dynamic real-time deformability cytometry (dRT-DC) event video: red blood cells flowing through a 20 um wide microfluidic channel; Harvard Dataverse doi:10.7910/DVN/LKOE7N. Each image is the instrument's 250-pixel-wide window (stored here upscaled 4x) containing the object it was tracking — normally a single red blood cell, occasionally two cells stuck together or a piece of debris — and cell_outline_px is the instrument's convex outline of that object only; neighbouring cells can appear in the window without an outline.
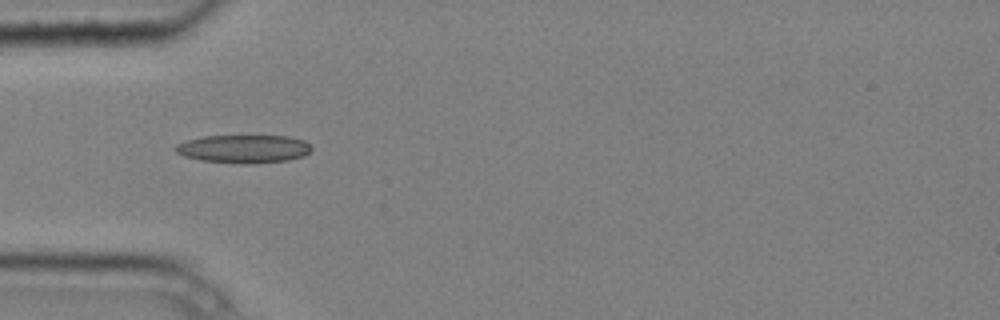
{"species": "common noctule bat (a hibernating species)", "species_latin": "Nyctalus noctula", "temperature_condition": "cold", "stored_images_in_passage": 13, "camera_frame_rate_fps": 3000, "um_per_image_px": 0.085, "animal": {"sex": "male", "body_mass_g": 20.4}, "frame": {"image": 1, "passage_image": 4, "time_ms": 1.0, "image_size_px": [1000, 320], "cell_outline_px": [[312, 148], [304, 156], [288, 160], [244, 164], [200, 160], [184, 156], [176, 152], [176, 144], [188, 140], [204, 136], [288, 136], [304, 140]], "centroid_in_image_um": [20.72, 12.65], "position_along_channel_um": 64.3, "area_um2": 22.14}}
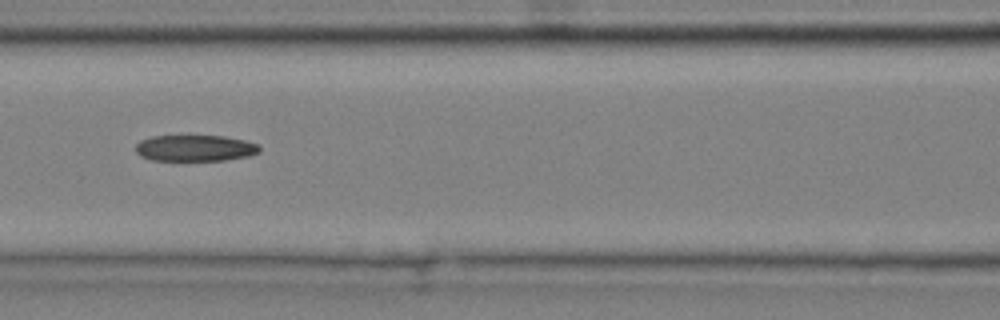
{"frame": {"image": 2, "passage_image": 6, "time_ms": 1.667, "image_size_px": [1000, 320], "cell_outline_px": [[260, 152], [248, 156], [224, 160], [152, 160], [140, 156], [136, 152], [136, 144], [140, 140], [152, 136], [224, 136], [244, 140], [260, 144]], "centroid_in_image_um": [16.59, 12.58], "position_along_channel_um": 150.0, "area_um2": 18.96}}
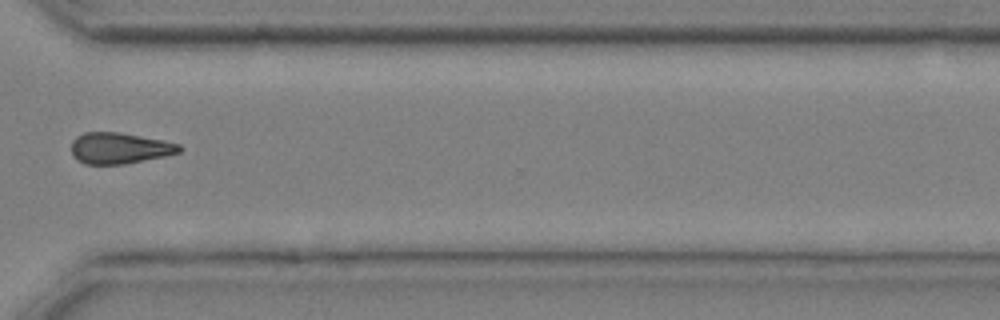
{"frame": {"image": 3, "passage_image": 11, "time_ms": 3.333, "image_size_px": [1000, 320], "cell_outline_px": [[184, 148], [180, 152], [164, 156], [124, 164], [84, 164], [76, 160], [72, 156], [72, 140], [76, 136], [84, 132], [120, 132], [164, 140], [180, 144]], "centroid_in_image_um": [10.15, 12.59], "position_along_channel_um": 360.5, "area_um2": 19.77}}